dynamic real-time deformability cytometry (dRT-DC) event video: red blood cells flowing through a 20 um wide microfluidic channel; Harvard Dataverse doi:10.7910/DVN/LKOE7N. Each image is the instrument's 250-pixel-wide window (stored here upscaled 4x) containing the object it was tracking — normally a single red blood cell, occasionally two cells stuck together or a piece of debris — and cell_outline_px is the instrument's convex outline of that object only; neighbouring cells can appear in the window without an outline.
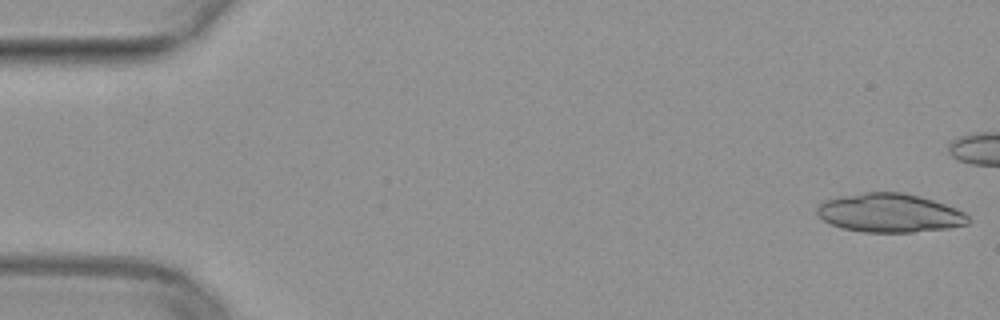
{"species": "common noctule bat (a hibernating species)", "species_latin": "Nyctalus noctula", "temperature_condition": "warm", "stored_images_in_passage": 19, "camera_frame_rate_fps": 3000, "um_per_image_px": 0.085, "animal": {"sex": "female", "body_mass_g": 29.2, "forearm_length_mm": 56.3}, "frame": {"image": 1, "passage_image": 1, "time_ms": 0.0, "image_size_px": [1000, 320], "cell_outline_px": [[972, 220], [968, 224], [948, 228], [912, 232], [864, 232], [840, 228], [816, 216], [816, 208], [824, 200], [864, 192], [904, 192], [920, 196], [956, 208], [964, 212]], "centroid_in_image_um": [75.62, 18.1], "position_along_channel_um": 9.4, "area_um2": 34.22}}